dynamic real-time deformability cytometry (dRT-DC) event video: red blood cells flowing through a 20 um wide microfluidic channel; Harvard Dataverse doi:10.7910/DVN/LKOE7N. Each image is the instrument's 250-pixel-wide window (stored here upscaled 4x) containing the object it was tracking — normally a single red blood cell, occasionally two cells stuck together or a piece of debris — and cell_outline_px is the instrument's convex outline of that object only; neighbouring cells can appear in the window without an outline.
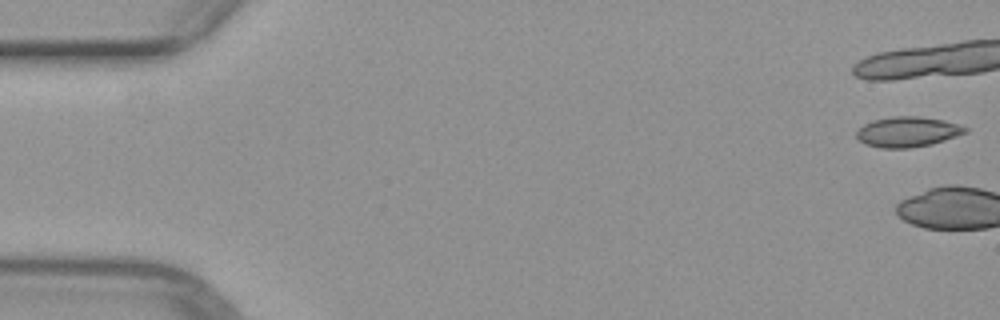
{"species": "common noctule bat (a hibernating species)", "species_latin": "Nyctalus noctula", "temperature_condition": "warm", "stored_images_in_passage": 4, "camera_frame_rate_fps": 3000, "um_per_image_px": 0.085, "animal": {"sex": "female", "body_mass_g": 29.2, "forearm_length_mm": 56.3}, "frame": {"image": 1, "passage_image": 1, "time_ms": 0.0, "image_size_px": [1000, 320], "cell_outline_px": [[968, 132], [932, 144], [908, 148], [880, 148], [864, 144], [856, 136], [856, 132], [864, 124], [872, 120], [892, 116], [916, 116], [944, 120], [968, 128]], "centroid_in_image_um": [77.12, 11.21], "position_along_channel_um": 7.9, "area_um2": 19.13}}